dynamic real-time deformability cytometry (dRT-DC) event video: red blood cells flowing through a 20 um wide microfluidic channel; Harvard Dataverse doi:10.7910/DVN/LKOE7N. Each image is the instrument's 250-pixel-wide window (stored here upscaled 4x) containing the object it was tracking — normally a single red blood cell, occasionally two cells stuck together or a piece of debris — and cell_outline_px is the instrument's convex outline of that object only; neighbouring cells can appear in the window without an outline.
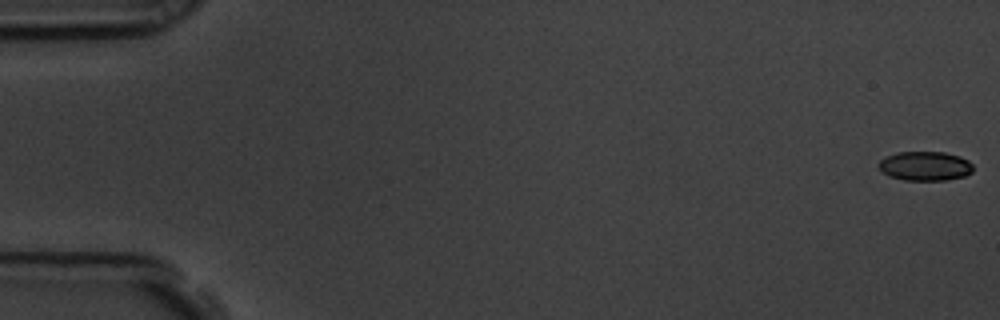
{"species": "common noctule bat (a hibernating species)", "species_latin": "Nyctalus noctula", "temperature_condition": "room temperature", "stored_images_in_passage": 54, "camera_frame_rate_fps": 3000, "um_per_image_px": 0.085, "animal": {"sex": "male", "body_mass_g": 19.5, "forearm_length_mm": 54.6}, "frame": {"image": 1, "passage_image": 1, "time_ms": 0.0, "image_size_px": [1000, 320], "cell_outline_px": [[972, 172], [964, 176], [948, 180], [904, 180], [888, 176], [876, 164], [884, 156], [896, 152], [944, 152], [960, 156], [968, 160], [972, 164]], "centroid_in_image_um": [78.61, 14.1], "position_along_channel_um": 6.4, "area_um2": 16.24}}
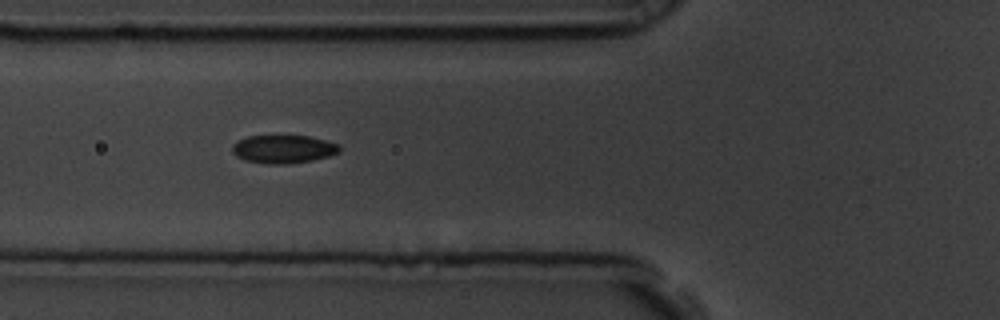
{"frame": {"image": 2, "passage_image": 22, "time_ms": 7.0, "image_size_px": [1000, 320], "cell_outline_px": [[340, 152], [328, 156], [312, 160], [284, 164], [268, 164], [244, 160], [236, 156], [232, 152], [232, 144], [236, 140], [248, 136], [308, 136], [340, 144]], "centroid_in_image_um": [24.05, 12.67], "position_along_channel_um": 101.7, "area_um2": 17.63}}
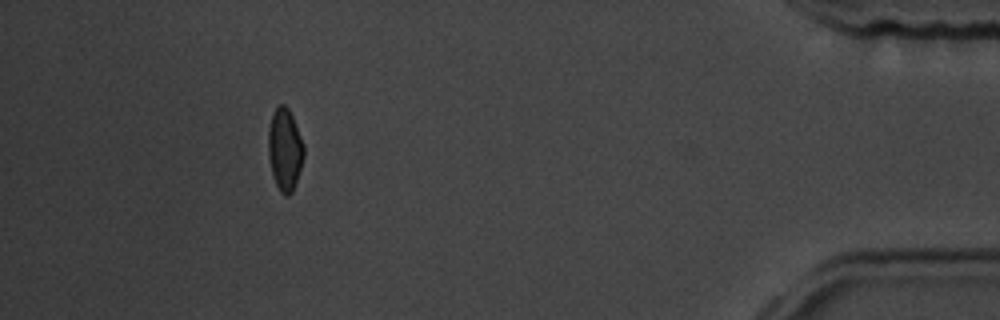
{"frame": {"image": 3, "passage_image": 53, "time_ms": 17.333, "image_size_px": [1000, 320], "cell_outline_px": [[304, 156], [292, 192], [288, 196], [284, 196], [280, 192], [272, 176], [268, 156], [268, 128], [272, 112], [280, 104], [284, 104], [288, 108], [292, 116], [304, 144]], "centroid_in_image_um": [24.19, 12.7], "position_along_channel_um": 411.0, "area_um2": 17.11}, "authors_computed_cell_mechanics": {"area_um2": 17.5134, "velocity_mm_per_s": 3.5605, "shape_relaxation_time_tau1_ms": 4.2905, "shape_relaxation_time_tau2_ms": 2.027, "deformation_change_tau1": 0.1224, "deformation_change_tau2": 0.0521}}